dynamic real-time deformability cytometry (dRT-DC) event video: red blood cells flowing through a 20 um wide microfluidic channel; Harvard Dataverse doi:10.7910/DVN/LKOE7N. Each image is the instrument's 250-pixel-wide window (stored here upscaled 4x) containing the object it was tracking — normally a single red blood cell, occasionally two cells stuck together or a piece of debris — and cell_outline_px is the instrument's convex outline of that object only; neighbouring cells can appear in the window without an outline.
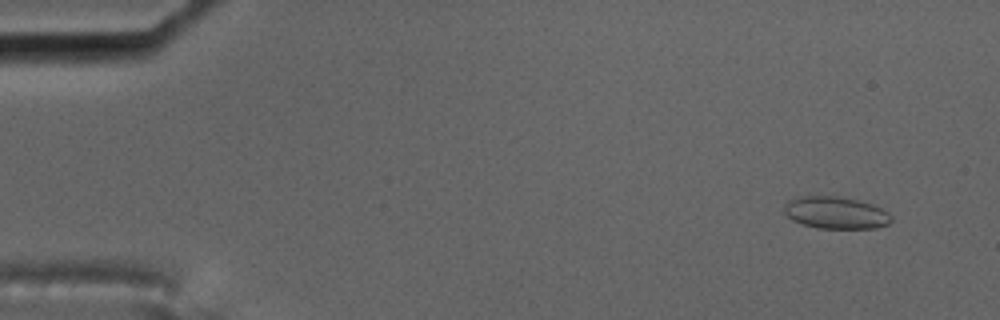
{"species": "common noctule bat (a hibernating species)", "species_latin": "Nyctalus noctula", "temperature_condition": "cold", "stored_images_in_passage": 55, "camera_frame_rate_fps": 3000, "um_per_image_px": 0.085, "animal": {"sex": "male", "body_mass_g": 17.5, "forearm_length_mm": 52.3}, "frame": {"image": 1, "passage_image": 2, "time_ms": 0.333, "image_size_px": [1000, 320], "cell_outline_px": [[892, 220], [888, 224], [876, 228], [816, 228], [792, 220], [784, 212], [784, 204], [792, 196], [836, 196], [856, 200], [872, 204], [888, 212], [892, 216]], "centroid_in_image_um": [71.01, 18.07], "position_along_channel_um": 14.0, "area_um2": 20.11}}
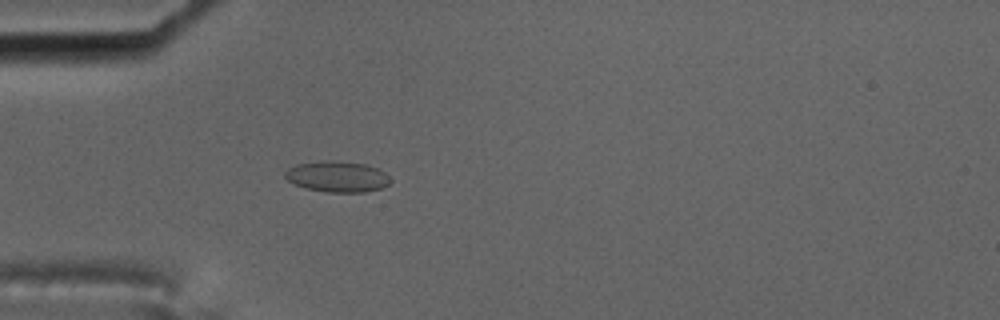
{"frame": {"image": 2, "passage_image": 15, "time_ms": 4.667, "image_size_px": [1000, 320], "cell_outline_px": [[392, 180], [388, 184], [380, 188], [364, 192], [328, 192], [308, 188], [296, 184], [288, 180], [284, 176], [284, 172], [288, 168], [296, 164], [324, 160], [332, 160], [368, 164], [384, 172]], "centroid_in_image_um": [28.67, 14.99], "position_along_channel_um": 56.3, "area_um2": 18.9}}
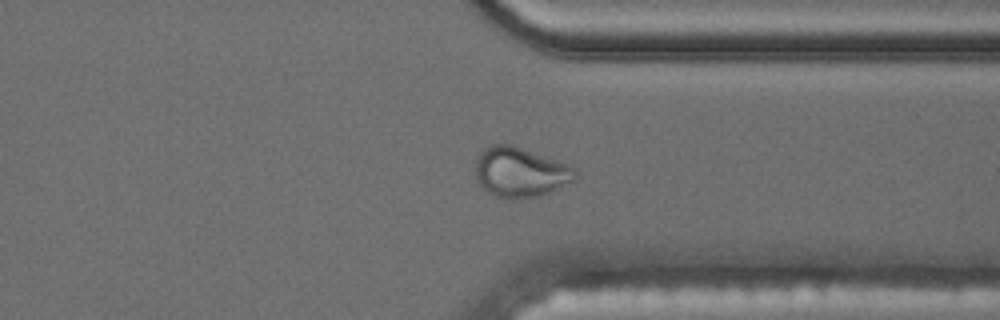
{"frame": {"image": 3, "passage_image": 42, "time_ms": 13.667, "image_size_px": [1000, 320], "cell_outline_px": [[576, 176], [572, 180], [540, 196], [496, 196], [488, 192], [480, 184], [476, 176], [476, 160], [480, 152], [484, 148], [492, 144], [512, 144], [556, 160], [572, 168], [576, 172]], "centroid_in_image_um": [44.16, 14.59], "position_along_channel_um": 367.2, "area_um2": 27.92}, "authors_computed_cell_mechanics": {"area_um2": 19.5942, "velocity_mm_per_s": 3.5206, "shape_relaxation_time_tau1_ms": null, "shape_relaxation_time_tau2_ms": 1.016, "deformation_change_tau1": null, "deformation_change_tau2": 0.0626}}